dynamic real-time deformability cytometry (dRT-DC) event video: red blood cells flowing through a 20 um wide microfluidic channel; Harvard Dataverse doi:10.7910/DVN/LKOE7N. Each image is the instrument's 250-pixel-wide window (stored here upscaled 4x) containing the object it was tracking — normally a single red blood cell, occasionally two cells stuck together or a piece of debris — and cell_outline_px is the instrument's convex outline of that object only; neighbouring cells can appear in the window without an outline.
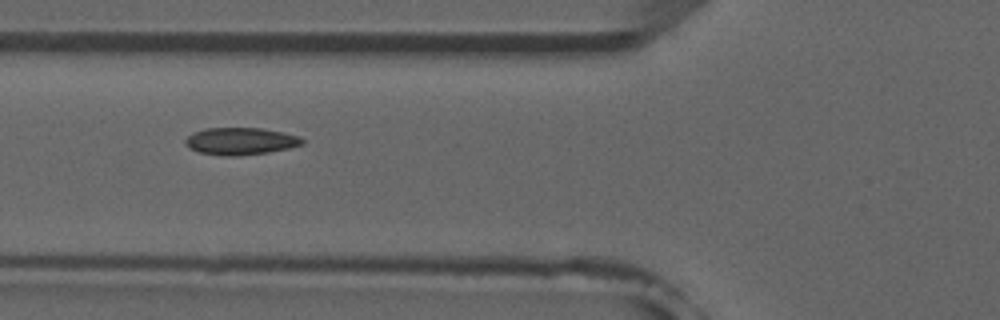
{"species": "common noctule bat (a hibernating species)", "species_latin": "Nyctalus noctula", "temperature_condition": "room temperature", "stored_images_in_passage": 6, "camera_frame_rate_fps": 3000, "um_per_image_px": 0.085, "animal": {"sex": "male", "forearm_length_mm": 52.5}, "frame": {"image": 1, "passage_image": 4, "time_ms": 3.333, "image_size_px": [1000, 320], "cell_outline_px": [[304, 144], [288, 148], [268, 152], [240, 156], [224, 156], [200, 152], [188, 148], [184, 144], [184, 140], [192, 132], [204, 128], [260, 128], [284, 132], [300, 136], [304, 140]], "centroid_in_image_um": [20.43, 12.0], "position_along_channel_um": 105.4, "area_um2": 18.73}}
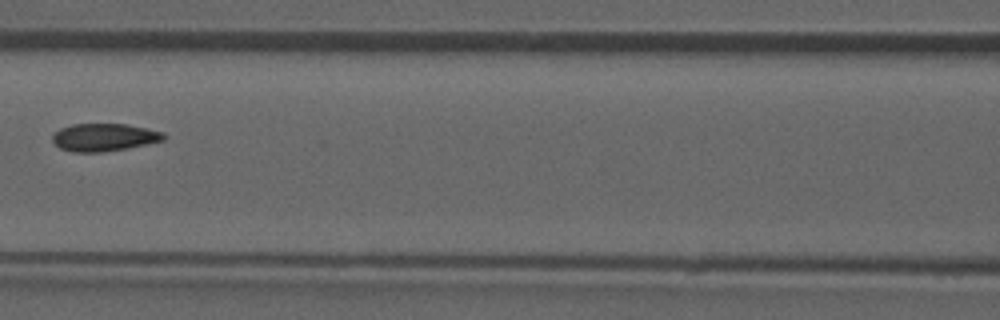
{"frame": {"image": 2, "passage_image": 5, "time_ms": 4.667, "image_size_px": [1000, 320], "cell_outline_px": [[164, 140], [148, 144], [100, 152], [72, 152], [60, 148], [52, 140], [52, 136], [60, 128], [72, 124], [128, 124], [164, 132]], "centroid_in_image_um": [8.84, 11.66], "position_along_channel_um": 157.8, "area_um2": 17.8}}